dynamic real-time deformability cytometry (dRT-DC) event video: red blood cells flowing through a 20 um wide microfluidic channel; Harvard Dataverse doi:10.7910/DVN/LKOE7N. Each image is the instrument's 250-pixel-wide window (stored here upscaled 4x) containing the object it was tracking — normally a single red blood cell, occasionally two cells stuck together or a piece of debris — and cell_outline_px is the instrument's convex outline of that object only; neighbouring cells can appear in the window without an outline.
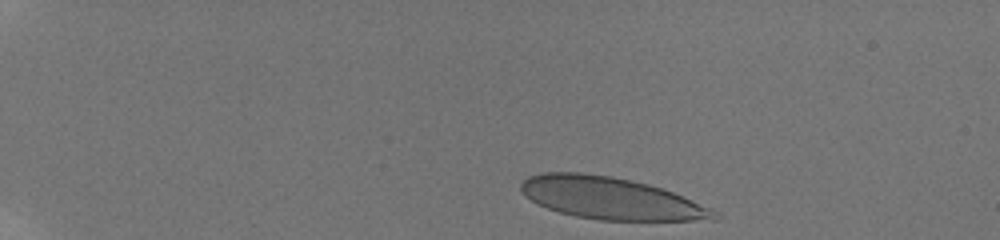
{"species": "human", "species_latin": "Homo sapiens", "temperature_condition": "room temperature", "stored_images_in_passage": 59, "camera_frame_rate_fps": 3000, "um_per_image_px": 0.085, "donor": {"sex": "male"}, "frame": {"image": 1, "passage_image": 3, "time_ms": 0.333, "image_size_px": [1000, 240], "cell_outline_px": [[720, 220], [600, 220], [576, 216], [560, 212], [536, 204], [520, 188], [520, 184], [528, 176], [544, 172], [580, 172], [612, 176], [648, 184], [672, 192], [720, 212]], "centroid_in_image_um": [51.93, 16.85], "position_along_channel_um": 33.1, "area_um2": 47.05}}
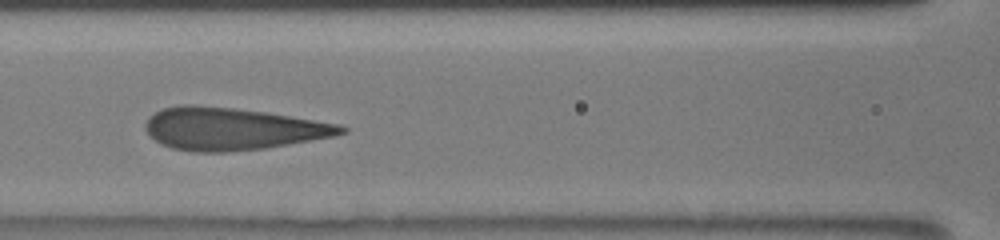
{"frame": {"image": 2, "passage_image": 27, "time_ms": 6.0, "image_size_px": [1000, 240], "cell_outline_px": [[348, 132], [336, 136], [264, 148], [224, 152], [196, 152], [172, 148], [160, 144], [148, 132], [144, 124], [148, 116], [164, 108], [184, 104], [192, 104], [232, 108], [264, 112], [340, 124], [348, 128]], "centroid_in_image_um": [19.75, 10.95], "position_along_channel_um": 146.9, "area_um2": 48.03}}
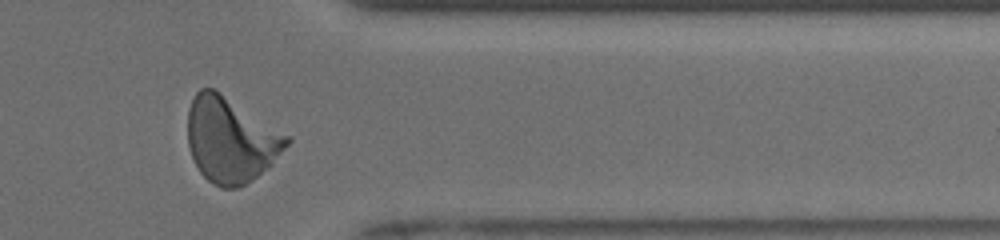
{"frame": {"image": 3, "passage_image": 55, "time_ms": 12.333, "image_size_px": [1000, 240], "cell_outline_px": [[292, 140], [272, 164], [268, 168], [252, 180], [236, 188], [220, 188], [212, 184], [200, 172], [192, 156], [188, 144], [188, 108], [196, 92], [200, 88], [212, 88], [220, 92], [292, 136]], "centroid_in_image_um": [19.63, 11.88], "position_along_channel_um": 391.8, "area_um2": 49.36}, "authors_computed_cell_mechanics": {"area_um2": 47.7428, "velocity_mm_per_s": 3.9309, "shape_relaxation_time_tau1_ms": 4.7064, "shape_relaxation_time_tau2_ms": null, "deformation_change_tau1": 0.1979, "deformation_change_tau2": null}}